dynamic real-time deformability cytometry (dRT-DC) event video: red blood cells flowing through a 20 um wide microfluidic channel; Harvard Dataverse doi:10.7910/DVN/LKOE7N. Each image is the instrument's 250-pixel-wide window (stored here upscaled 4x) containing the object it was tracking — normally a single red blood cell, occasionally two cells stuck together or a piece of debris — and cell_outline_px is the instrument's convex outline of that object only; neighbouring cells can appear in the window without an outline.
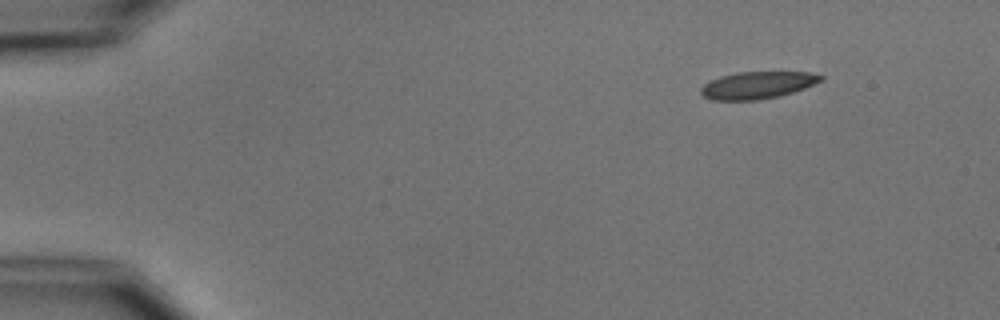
{"species": "common noctule bat (a hibernating species)", "species_latin": "Nyctalus noctula", "temperature_condition": "cold", "stored_images_in_passage": 4, "camera_frame_rate_fps": 3000, "um_per_image_px": 0.085, "animal": {"sex": "male", "body_mass_g": 15.6}, "frame": {"image": 1, "passage_image": 1, "time_ms": 0.0, "image_size_px": [1000, 320], "cell_outline_px": [[824, 80], [804, 88], [780, 96], [756, 100], [712, 100], [704, 96], [700, 92], [700, 88], [704, 84], [720, 76], [736, 72], [808, 72], [824, 76]], "centroid_in_image_um": [64.38, 7.23], "position_along_channel_um": 20.6, "area_um2": 18.96}}
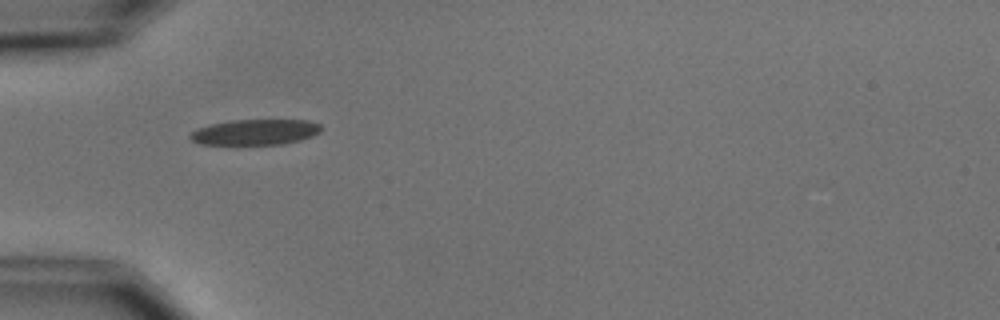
{"frame": {"image": 2, "passage_image": 4, "time_ms": 3.667, "image_size_px": [1000, 320], "cell_outline_px": [[320, 132], [312, 136], [300, 140], [280, 144], [200, 144], [192, 140], [188, 136], [196, 128], [212, 124], [232, 120], [308, 120], [320, 124]], "centroid_in_image_um": [21.68, 11.22], "position_along_channel_um": 63.3, "area_um2": 19.36}}